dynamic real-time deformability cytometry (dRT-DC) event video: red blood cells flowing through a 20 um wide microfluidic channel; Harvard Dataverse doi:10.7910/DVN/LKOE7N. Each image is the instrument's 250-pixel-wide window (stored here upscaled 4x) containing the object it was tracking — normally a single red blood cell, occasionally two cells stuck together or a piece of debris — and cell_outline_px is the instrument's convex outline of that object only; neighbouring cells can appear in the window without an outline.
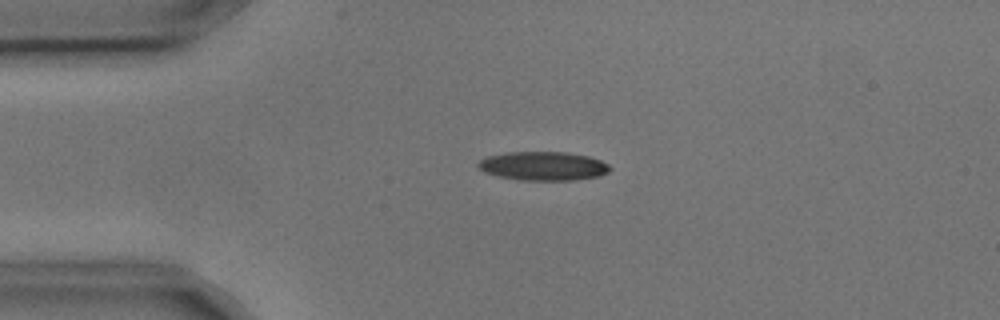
{"species": "common noctule bat (a hibernating species)", "species_latin": "Nyctalus noctula", "temperature_condition": "cold", "stored_images_in_passage": 3, "camera_frame_rate_fps": 3000, "um_per_image_px": 0.085, "animal": {"sex": "male", "body_mass_g": 17.9, "forearm_length_mm": 54.2}, "frame": {"image": 1, "passage_image": 2, "time_ms": 0.333, "image_size_px": [1000, 320], "cell_outline_px": [[612, 168], [608, 172], [600, 176], [572, 180], [520, 180], [496, 176], [484, 172], [476, 164], [480, 160], [488, 156], [508, 152], [568, 152], [588, 156], [600, 160], [608, 164]], "centroid_in_image_um": [46.18, 14.11], "position_along_channel_um": 38.8, "area_um2": 22.2}}